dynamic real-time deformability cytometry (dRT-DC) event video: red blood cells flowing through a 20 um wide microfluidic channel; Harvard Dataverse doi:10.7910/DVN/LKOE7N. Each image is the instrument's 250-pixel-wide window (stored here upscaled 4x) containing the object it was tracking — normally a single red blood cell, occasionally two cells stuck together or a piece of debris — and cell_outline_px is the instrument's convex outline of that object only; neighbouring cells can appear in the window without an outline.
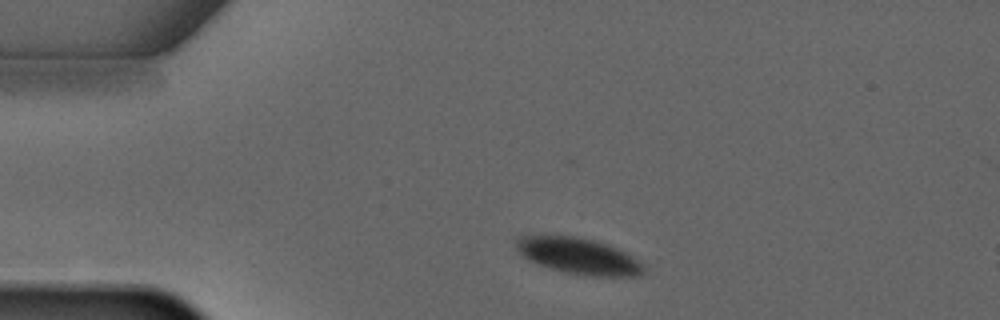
{"species": "common noctule bat (a hibernating species)", "species_latin": "Nyctalus noctula", "temperature_condition": "warm", "stored_images_in_passage": 2, "camera_frame_rate_fps": 3000, "um_per_image_px": 0.085, "animal": {"sex": "male", "forearm_length_mm": 52.5}, "frame": {"image": 1, "passage_image": 1, "time_ms": 0.0, "image_size_px": [1000, 320], "cell_outline_px": [[644, 272], [640, 276], [592, 276], [568, 272], [552, 268], [540, 264], [524, 256], [520, 252], [516, 244], [516, 236], [548, 232], [576, 236], [596, 240], [608, 244], [640, 260], [644, 264]], "centroid_in_image_um": [49.17, 21.69], "position_along_channel_um": 35.8, "area_um2": 27.34}}